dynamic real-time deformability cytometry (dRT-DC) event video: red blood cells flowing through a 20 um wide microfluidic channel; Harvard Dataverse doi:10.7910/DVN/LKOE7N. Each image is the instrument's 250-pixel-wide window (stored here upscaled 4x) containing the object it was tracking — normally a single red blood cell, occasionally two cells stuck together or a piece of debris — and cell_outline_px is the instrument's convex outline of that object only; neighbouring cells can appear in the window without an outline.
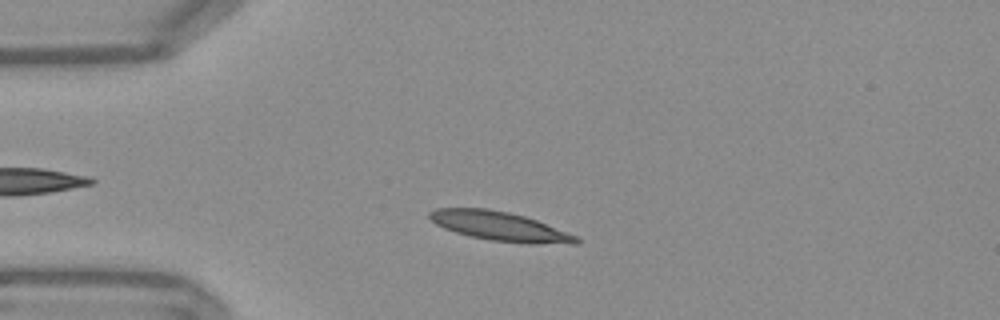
{"species": "Egyptian fruit bat (a non-hibernating species)", "species_latin": "Rousettus aegyptiacus", "temperature_condition": "warm", "stored_images_in_passage": 50, "camera_frame_rate_fps": 3000, "um_per_image_px": 0.085, "frame": {"image": 1, "passage_image": 9, "time_ms": 2.667, "image_size_px": [1000, 320], "cell_outline_px": [[580, 240], [576, 244], [528, 244], [488, 240], [468, 236], [444, 228], [436, 224], [428, 216], [428, 212], [436, 208], [488, 208], [508, 212], [524, 216], [536, 220], [576, 236]], "centroid_in_image_um": [42.46, 19.24], "position_along_channel_um": 42.5, "area_um2": 24.91}}
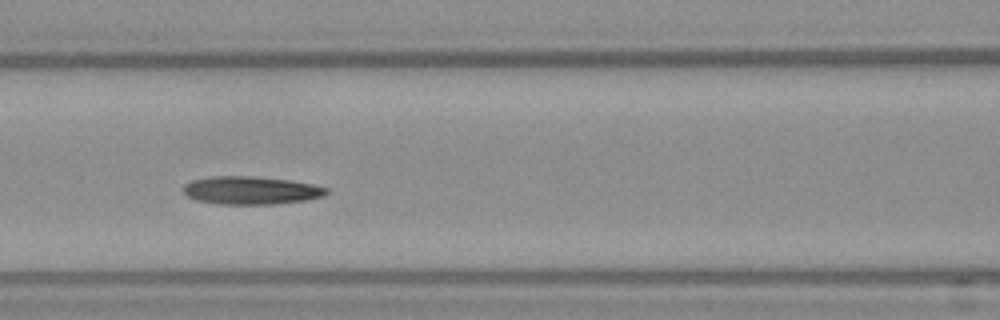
{"frame": {"image": 2, "passage_image": 19, "time_ms": 6.0, "image_size_px": [1000, 320], "cell_outline_px": [[328, 192], [324, 196], [304, 200], [272, 204], [216, 204], [196, 200], [188, 196], [184, 192], [184, 184], [192, 180], [212, 176], [252, 176], [288, 180], [312, 184], [328, 188]], "centroid_in_image_um": [21.31, 16.18], "position_along_channel_um": 145.3, "area_um2": 23.24}}
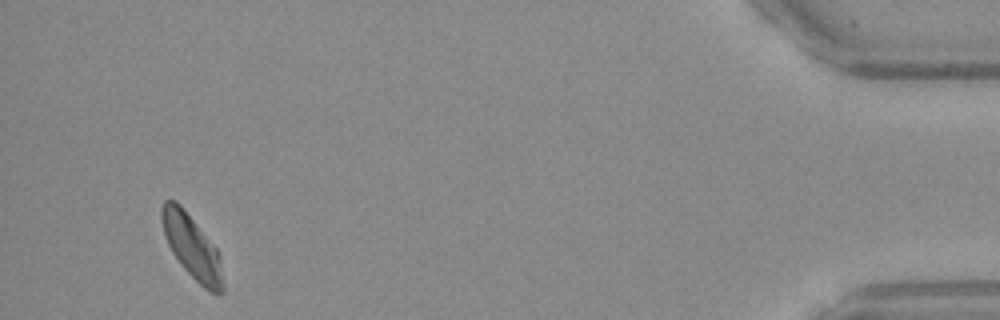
{"frame": {"image": 3, "passage_image": 47, "time_ms": 15.333, "image_size_px": [1000, 320], "cell_outline_px": [[224, 292], [208, 292], [184, 268], [172, 252], [164, 236], [160, 220], [160, 208], [164, 200], [176, 200], [180, 204], [216, 248], [220, 256], [224, 284]], "centroid_in_image_um": [16.29, 20.96], "position_along_channel_um": 418.9, "area_um2": 22.6}, "authors_computed_cell_mechanics": {"area_um2": 23.2356, "velocity_mm_per_s": 3.7471, "shape_relaxation_time_tau1_ms": 5.3656, "shape_relaxation_time_tau2_ms": 5.7191, "deformation_change_tau1": 0.1662, "deformation_change_tau2": 0.1336}}